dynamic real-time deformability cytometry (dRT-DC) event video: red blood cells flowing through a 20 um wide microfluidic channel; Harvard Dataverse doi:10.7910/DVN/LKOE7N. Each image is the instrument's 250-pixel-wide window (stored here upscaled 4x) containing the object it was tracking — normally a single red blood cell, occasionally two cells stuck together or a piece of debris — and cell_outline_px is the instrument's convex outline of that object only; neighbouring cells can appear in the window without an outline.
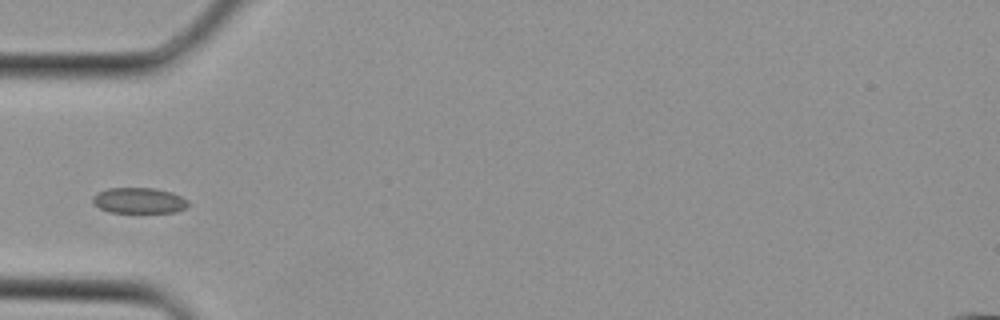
{"species": "Egyptian fruit bat (a non-hibernating species)", "species_latin": "Rousettus aegyptiacus", "temperature_condition": "cold", "stored_images_in_passage": 1, "camera_frame_rate_fps": 3000, "um_per_image_px": 0.085, "animal": {"sex": "female"}, "frame": {"image": 1, "passage_image": 1, "time_ms": 0.0, "image_size_px": [1000, 320], "cell_outline_px": [[188, 204], [184, 208], [176, 212], [108, 212], [100, 208], [92, 200], [92, 196], [96, 192], [108, 188], [156, 188], [172, 192], [188, 200]], "centroid_in_image_um": [11.8, 17.03], "position_along_channel_um": 73.2, "area_um2": 14.28}}